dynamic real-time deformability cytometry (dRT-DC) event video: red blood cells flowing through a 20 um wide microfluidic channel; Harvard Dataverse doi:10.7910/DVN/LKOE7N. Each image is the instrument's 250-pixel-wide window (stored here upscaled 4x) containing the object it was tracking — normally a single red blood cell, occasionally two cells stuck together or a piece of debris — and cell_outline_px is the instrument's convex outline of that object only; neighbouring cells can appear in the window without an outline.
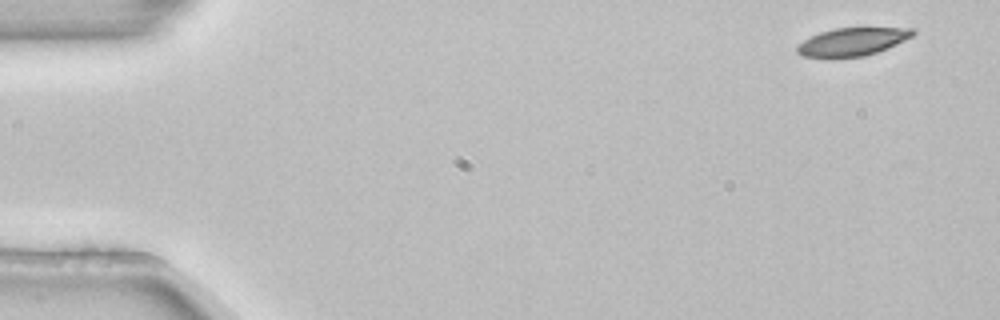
{"species": "common noctule bat (a hibernating species)", "species_latin": "Nyctalus noctula", "temperature_condition": "room temperature", "stored_images_in_passage": 4, "camera_frame_rate_fps": 3000, "um_per_image_px": 0.085, "animal": {"sex": "female", "body_mass_g": 22.7, "forearm_length_mm": 54.2}, "frame": {"image": 1, "passage_image": 1, "time_ms": 0.0, "image_size_px": [1000, 320], "cell_outline_px": [[916, 32], [912, 36], [888, 48], [864, 56], [832, 60], [824, 60], [800, 56], [796, 52], [796, 48], [804, 40], [820, 32], [836, 28], [916, 28]], "centroid_in_image_um": [72.38, 3.6], "position_along_channel_um": 12.6, "area_um2": 19.42}}
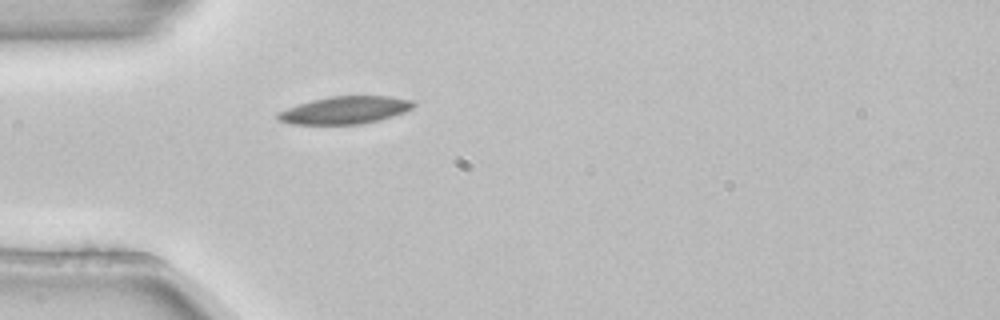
{"frame": {"image": 2, "passage_image": 4, "time_ms": 1.0, "image_size_px": [1000, 320], "cell_outline_px": [[416, 104], [412, 108], [404, 112], [380, 120], [360, 124], [288, 124], [280, 120], [276, 116], [276, 112], [312, 100], [332, 96], [388, 96], [412, 100]], "centroid_in_image_um": [29.33, 9.36], "position_along_channel_um": 55.7, "area_um2": 21.62}}